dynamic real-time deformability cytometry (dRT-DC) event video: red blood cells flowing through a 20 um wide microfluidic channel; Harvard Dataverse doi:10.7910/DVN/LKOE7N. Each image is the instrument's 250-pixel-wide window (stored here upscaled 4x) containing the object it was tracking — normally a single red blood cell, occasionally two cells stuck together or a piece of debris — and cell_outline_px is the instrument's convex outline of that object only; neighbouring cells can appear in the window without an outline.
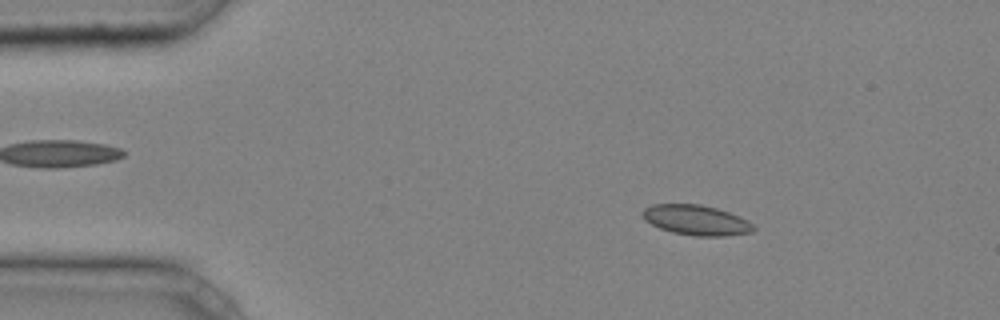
{"species": "common noctule bat (a hibernating species)", "species_latin": "Nyctalus noctula", "temperature_condition": "cold", "stored_images_in_passage": 45, "camera_frame_rate_fps": 3000, "um_per_image_px": 0.085, "animal": {"sex": "male", "body_mass_g": 20.4}, "frame": {"image": 1, "passage_image": 7, "time_ms": 2.0, "image_size_px": [1000, 320], "cell_outline_px": [[756, 228], [752, 232], [724, 236], [696, 236], [672, 232], [660, 228], [644, 220], [640, 212], [644, 208], [652, 204], [700, 204], [716, 208], [728, 212], [748, 220]], "centroid_in_image_um": [59.15, 18.7], "position_along_channel_um": 25.8, "area_um2": 19.48}}
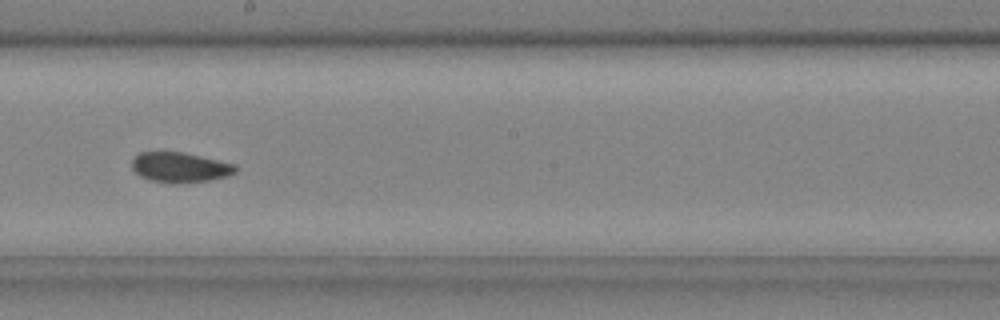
{"frame": {"image": 2, "passage_image": 26, "time_ms": 8.333, "image_size_px": [1000, 320], "cell_outline_px": [[236, 172], [228, 176], [208, 180], [172, 184], [168, 184], [148, 180], [140, 176], [132, 168], [132, 160], [140, 152], [184, 152], [236, 164]], "centroid_in_image_um": [15.29, 14.23], "position_along_channel_um": 232.9, "area_um2": 18.26}}
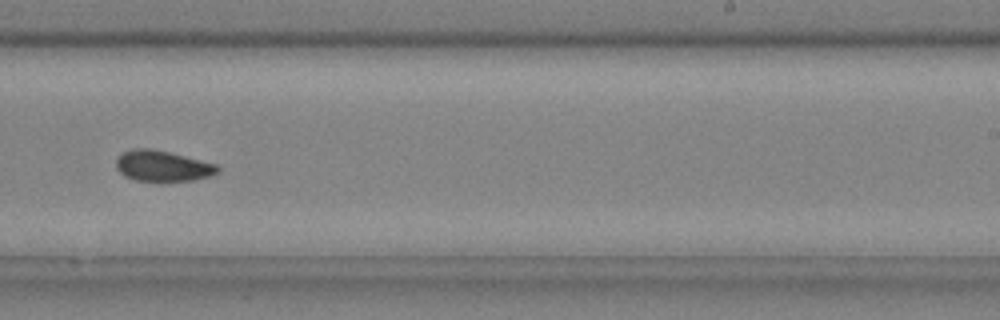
{"frame": {"image": 3, "passage_image": 29, "time_ms": 9.333, "image_size_px": [1000, 320], "cell_outline_px": [[220, 172], [212, 176], [192, 180], [136, 180], [124, 176], [116, 168], [116, 160], [120, 152], [132, 148], [152, 148], [216, 164], [220, 168]], "centroid_in_image_um": [13.79, 14.09], "position_along_channel_um": 275.2, "area_um2": 18.15}, "authors_computed_cell_mechanics": {"area_um2": 18.6116, "velocity_mm_per_s": 4.2305, "shape_relaxation_time_tau1_ms": null, "shape_relaxation_time_tau2_ms": 2.1539, "deformation_change_tau1": null, "deformation_change_tau2": 0.0601}}